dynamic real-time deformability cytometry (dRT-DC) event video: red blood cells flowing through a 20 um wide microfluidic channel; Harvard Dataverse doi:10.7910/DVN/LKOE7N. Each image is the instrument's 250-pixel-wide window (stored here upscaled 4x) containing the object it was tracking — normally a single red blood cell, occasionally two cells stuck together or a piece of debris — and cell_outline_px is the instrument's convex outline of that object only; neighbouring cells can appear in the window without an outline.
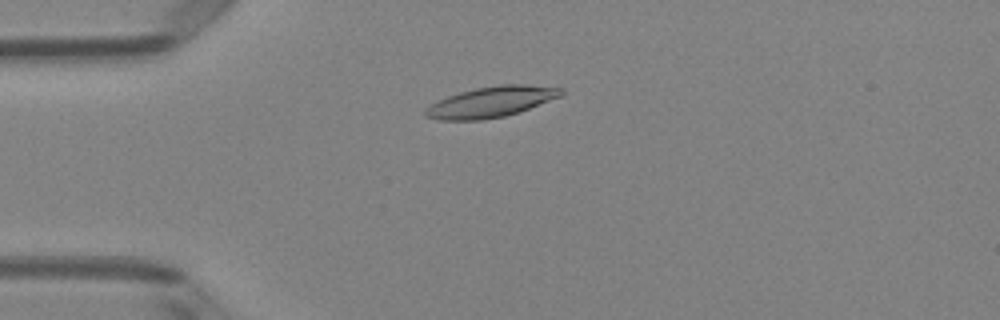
{"species": "Egyptian fruit bat (a non-hibernating species)", "species_latin": "Rousettus aegyptiacus", "temperature_condition": "room temperature", "stored_images_in_passage": 2, "camera_frame_rate_fps": 3000, "um_per_image_px": 0.085, "animal": {"sex": "female"}, "frame": {"image": 1, "passage_image": 2, "time_ms": 0.333, "image_size_px": [1000, 320], "cell_outline_px": [[564, 92], [560, 96], [520, 112], [504, 116], [480, 120], [440, 120], [424, 116], [424, 108], [448, 96], [460, 92], [476, 88], [500, 84], [524, 84], [564, 88]], "centroid_in_image_um": [41.75, 8.66], "position_along_channel_um": 43.3, "area_um2": 24.16}}